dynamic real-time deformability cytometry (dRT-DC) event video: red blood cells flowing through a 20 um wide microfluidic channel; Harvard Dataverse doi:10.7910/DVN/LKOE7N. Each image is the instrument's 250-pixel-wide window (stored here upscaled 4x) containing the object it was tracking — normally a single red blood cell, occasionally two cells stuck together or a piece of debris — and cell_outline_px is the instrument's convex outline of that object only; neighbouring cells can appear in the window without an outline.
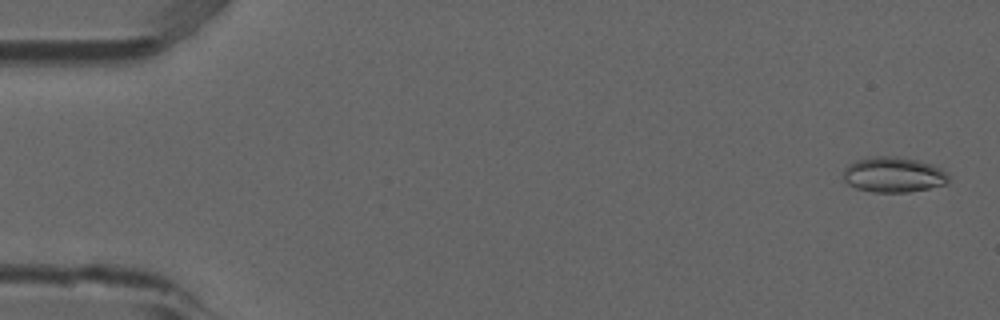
{"species": "common noctule bat (a hibernating species)", "species_latin": "Nyctalus noctula", "temperature_condition": "room temperature", "stored_images_in_passage": 3, "camera_frame_rate_fps": 3000, "um_per_image_px": 0.085, "animal": {"sex": "male", "forearm_length_mm": 52.5}, "frame": {"image": 1, "passage_image": 1, "time_ms": 0.0, "image_size_px": [1000, 320], "cell_outline_px": [[948, 184], [908, 192], [872, 192], [856, 188], [848, 184], [844, 180], [844, 168], [848, 164], [856, 160], [872, 156], [896, 156], [916, 160], [932, 164], [940, 168], [948, 176]], "centroid_in_image_um": [75.92, 14.84], "position_along_channel_um": 9.1, "area_um2": 21.68}}